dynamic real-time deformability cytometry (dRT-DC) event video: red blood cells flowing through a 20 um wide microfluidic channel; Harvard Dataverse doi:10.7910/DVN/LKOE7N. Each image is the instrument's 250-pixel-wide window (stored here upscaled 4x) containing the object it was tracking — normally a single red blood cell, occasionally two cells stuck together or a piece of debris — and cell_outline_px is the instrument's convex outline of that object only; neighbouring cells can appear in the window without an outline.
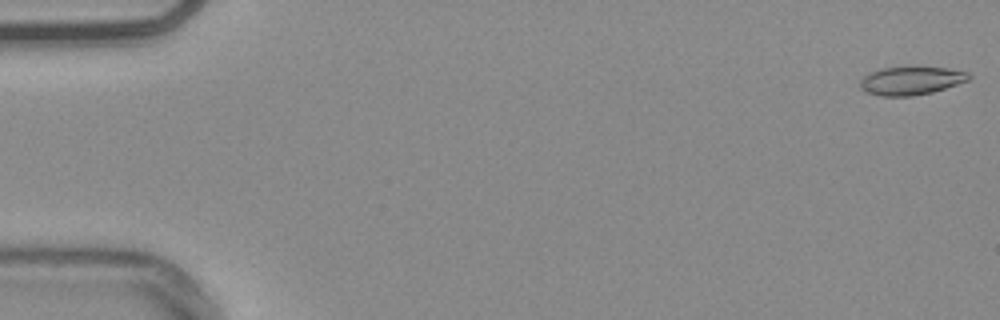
{"species": "common noctule bat (a hibernating species)", "species_latin": "Nyctalus noctula", "temperature_condition": "warm", "stored_images_in_passage": 54, "camera_frame_rate_fps": 3000, "um_per_image_px": 0.085, "animal": {"sex": "male", "body_mass_g": 20.4}, "frame": {"image": 1, "passage_image": 1, "time_ms": 0.0, "image_size_px": [1000, 320], "cell_outline_px": [[972, 76], [968, 80], [932, 92], [912, 96], [880, 96], [864, 92], [860, 88], [860, 80], [868, 72], [880, 68], [904, 64], [916, 64], [948, 68], [968, 72]], "centroid_in_image_um": [77.4, 6.8], "position_along_channel_um": 7.6, "area_um2": 18.9}}
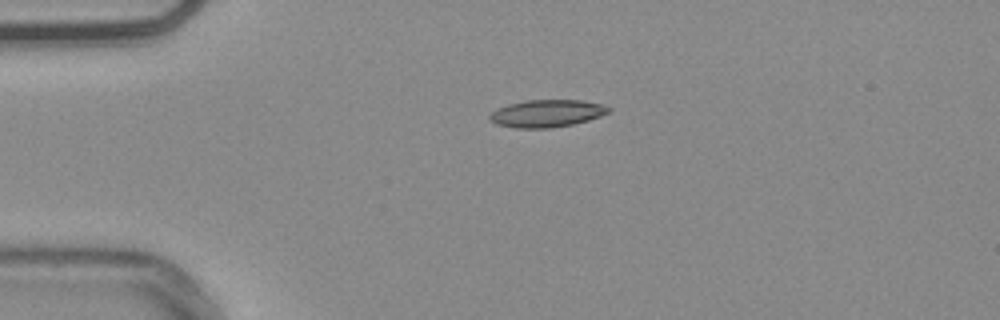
{"frame": {"image": 2, "passage_image": 13, "time_ms": 4.0, "image_size_px": [1000, 320], "cell_outline_px": [[612, 112], [588, 120], [572, 124], [552, 128], [516, 128], [496, 124], [488, 116], [496, 108], [508, 104], [524, 100], [580, 100], [600, 104], [612, 108]], "centroid_in_image_um": [46.48, 9.64], "position_along_channel_um": 38.5, "area_um2": 19.02}}
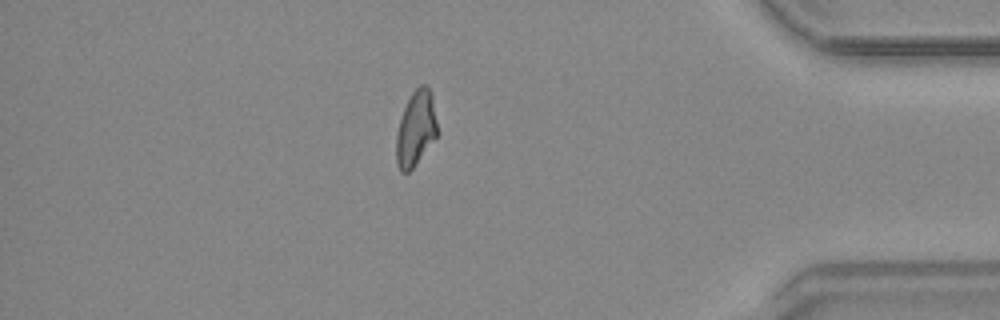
{"frame": {"image": 3, "passage_image": 47, "time_ms": 15.333, "image_size_px": [1000, 320], "cell_outline_px": [[436, 136], [412, 168], [408, 172], [400, 172], [396, 164], [396, 136], [400, 120], [404, 108], [412, 92], [420, 84], [424, 84], [432, 92], [436, 120]], "centroid_in_image_um": [35.32, 10.91], "position_along_channel_um": 399.9, "area_um2": 17.63}, "authors_computed_cell_mechanics": {"area_um2": 18.0914, "velocity_mm_per_s": 3.7974, "shape_relaxation_time_tau1_ms": null, "shape_relaxation_time_tau2_ms": 4.2437, "deformation_change_tau1": null, "deformation_change_tau2": 0.1078}}